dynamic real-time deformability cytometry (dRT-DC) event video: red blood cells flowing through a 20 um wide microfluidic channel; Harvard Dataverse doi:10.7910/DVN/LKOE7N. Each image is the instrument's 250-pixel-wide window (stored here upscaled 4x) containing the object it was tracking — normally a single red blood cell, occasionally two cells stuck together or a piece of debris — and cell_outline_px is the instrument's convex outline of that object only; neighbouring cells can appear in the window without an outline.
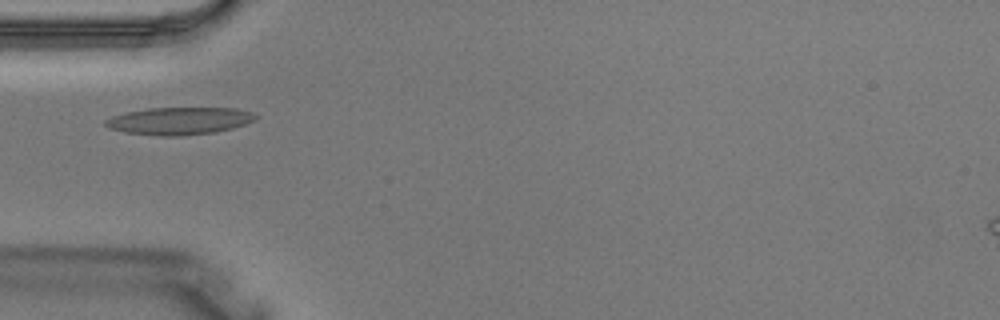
{"species": "Egyptian fruit bat (a non-hibernating species)", "species_latin": "Rousettus aegyptiacus", "temperature_condition": "warm", "stored_images_in_passage": 4, "camera_frame_rate_fps": 3000, "um_per_image_px": 0.085, "animal": {"sex": "male"}, "frame": {"image": 1, "passage_image": 4, "time_ms": 1.0, "image_size_px": [1000, 320], "cell_outline_px": [[256, 120], [232, 128], [212, 132], [184, 136], [160, 136], [124, 132], [108, 128], [104, 124], [104, 120], [112, 116], [124, 112], [148, 108], [236, 108], [252, 112], [256, 116]], "centroid_in_image_um": [15.19, 10.27], "position_along_channel_um": 69.8, "area_um2": 24.04}}